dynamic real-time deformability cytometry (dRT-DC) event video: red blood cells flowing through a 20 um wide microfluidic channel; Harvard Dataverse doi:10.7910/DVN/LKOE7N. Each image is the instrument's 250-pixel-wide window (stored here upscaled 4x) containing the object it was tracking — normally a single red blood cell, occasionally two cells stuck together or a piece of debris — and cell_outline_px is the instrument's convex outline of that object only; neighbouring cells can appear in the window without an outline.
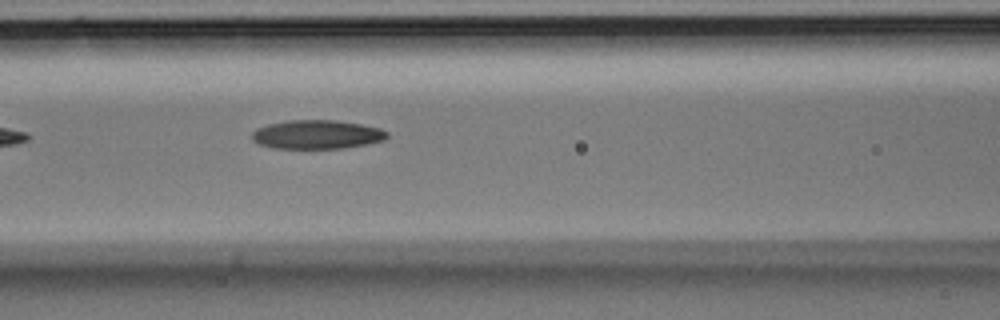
{"species": "Egyptian fruit bat (a non-hibernating species)", "species_latin": "Rousettus aegyptiacus", "temperature_condition": "room temperature", "stored_images_in_passage": 4, "camera_frame_rate_fps": 3000, "um_per_image_px": 0.085, "animal": {"sex": "male"}, "frame": {"image": 1, "passage_image": 4, "time_ms": 1.0, "image_size_px": [1000, 320], "cell_outline_px": [[388, 136], [384, 140], [368, 144], [344, 148], [272, 148], [260, 144], [252, 140], [252, 132], [256, 128], [268, 124], [288, 120], [336, 120], [360, 124], [380, 128], [388, 132]], "centroid_in_image_um": [26.94, 11.43], "position_along_channel_um": 139.7, "area_um2": 22.77}}